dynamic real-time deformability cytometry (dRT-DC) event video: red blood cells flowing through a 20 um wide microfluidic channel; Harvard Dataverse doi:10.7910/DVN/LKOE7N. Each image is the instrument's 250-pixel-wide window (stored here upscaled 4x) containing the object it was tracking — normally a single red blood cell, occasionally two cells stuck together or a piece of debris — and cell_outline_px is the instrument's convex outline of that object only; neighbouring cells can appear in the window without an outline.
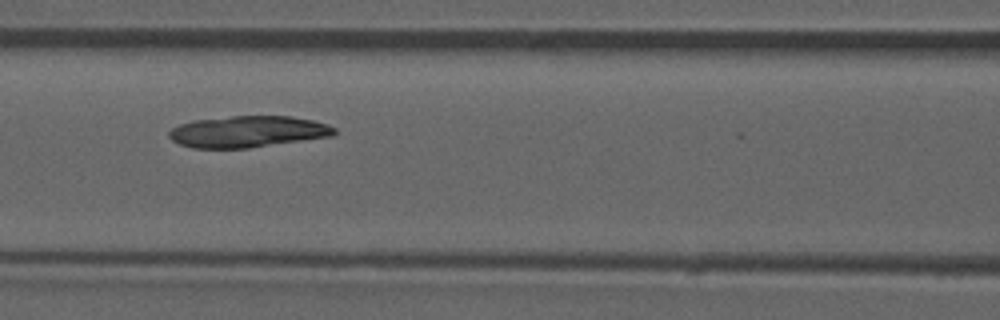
{"species": "common noctule bat (a hibernating species)", "species_latin": "Nyctalus noctula", "temperature_condition": "room temperature", "stored_images_in_passage": 52, "camera_frame_rate_fps": 3000, "um_per_image_px": 0.085, "animal": {"sex": "male", "forearm_length_mm": 52.5}, "frame": {"image": 1, "passage_image": 23, "time_ms": 7.333, "image_size_px": [1000, 320], "cell_outline_px": [[336, 132], [332, 136], [248, 148], [192, 148], [180, 144], [172, 140], [168, 136], [168, 132], [172, 128], [180, 124], [196, 120], [232, 116], [292, 116], [312, 120], [328, 124], [336, 128]], "centroid_in_image_um": [21.07, 11.19], "position_along_channel_um": 145.5, "area_um2": 30.23}}